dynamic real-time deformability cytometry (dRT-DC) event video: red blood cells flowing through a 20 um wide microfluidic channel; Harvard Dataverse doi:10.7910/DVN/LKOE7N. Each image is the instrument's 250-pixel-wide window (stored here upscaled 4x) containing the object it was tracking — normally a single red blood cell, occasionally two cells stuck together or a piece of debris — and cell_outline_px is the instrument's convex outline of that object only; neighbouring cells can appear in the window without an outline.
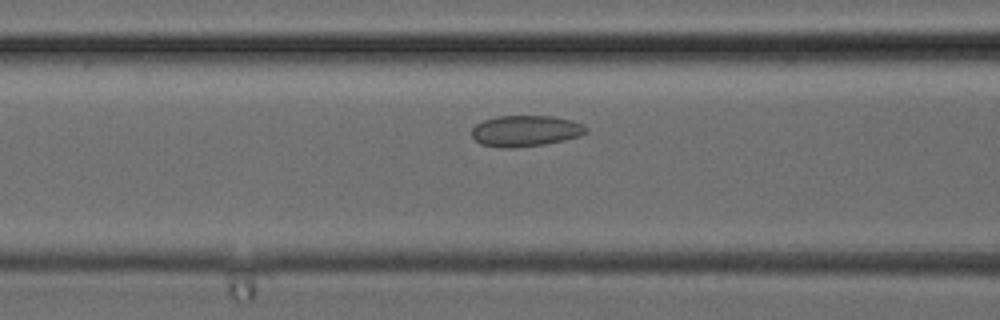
{"species": "common noctule bat (a hibernating species)", "species_latin": "Nyctalus noctula", "temperature_condition": "cold", "stored_images_in_passage": 30, "camera_frame_rate_fps": 3000, "um_per_image_px": 0.085, "animal": {"sex": "female", "body_mass_g": 24.6, "forearm_length_mm": 56.2}, "frame": {"image": 1, "passage_image": 10, "time_ms": 3.0, "image_size_px": [1000, 320], "cell_outline_px": [[588, 132], [580, 136], [564, 140], [544, 144], [512, 148], [500, 148], [480, 144], [472, 136], [472, 128], [476, 124], [484, 120], [496, 116], [552, 116], [572, 120], [584, 124], [588, 128]], "centroid_in_image_um": [44.69, 11.13], "position_along_channel_um": 121.9, "area_um2": 20.87}}
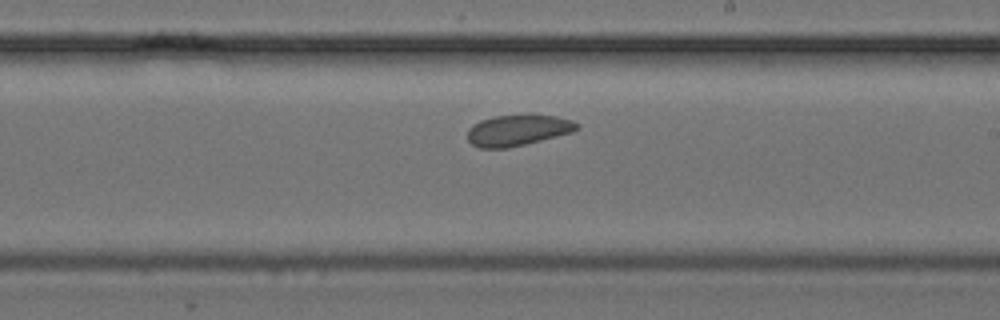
{"frame": {"image": 2, "passage_image": 16, "time_ms": 5.0, "image_size_px": [1000, 320], "cell_outline_px": [[580, 128], [572, 132], [508, 148], [480, 148], [472, 144], [468, 140], [468, 128], [472, 124], [480, 120], [496, 116], [556, 116], [572, 120], [580, 124]], "centroid_in_image_um": [44.0, 11.08], "position_along_channel_um": 245.0, "area_um2": 19.42}}
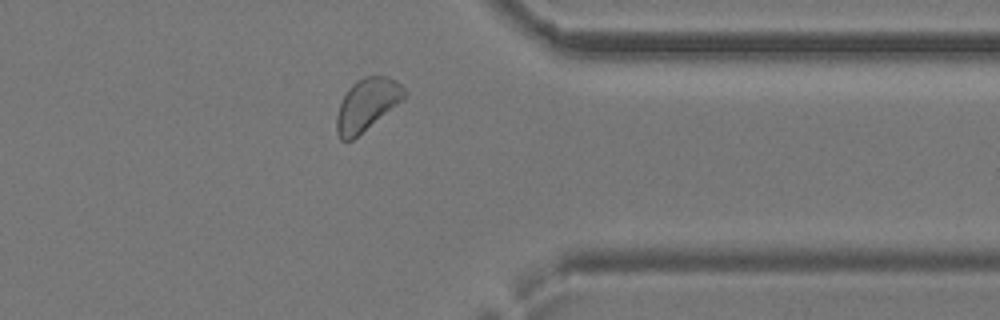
{"frame": {"image": 3, "passage_image": 23, "time_ms": 7.333, "image_size_px": [1000, 320], "cell_outline_px": [[404, 100], [352, 140], [340, 140], [336, 132], [336, 116], [340, 104], [348, 88], [356, 80], [364, 76], [388, 76], [396, 80], [404, 88]], "centroid_in_image_um": [31.18, 8.88], "position_along_channel_um": 380.2, "area_um2": 20.52}}